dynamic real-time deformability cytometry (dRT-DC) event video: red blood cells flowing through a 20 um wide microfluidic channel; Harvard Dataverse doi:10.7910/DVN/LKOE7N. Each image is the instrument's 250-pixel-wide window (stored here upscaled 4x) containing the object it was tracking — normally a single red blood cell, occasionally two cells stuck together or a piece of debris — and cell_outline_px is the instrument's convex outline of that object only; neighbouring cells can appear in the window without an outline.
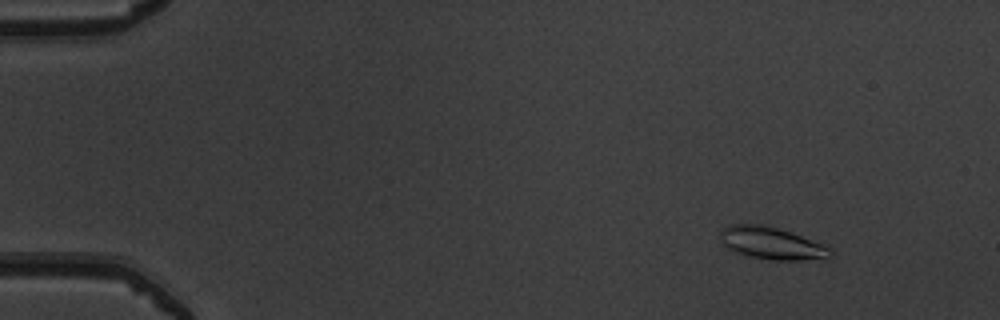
{"species": "common noctule bat (a hibernating species)", "species_latin": "Nyctalus noctula", "temperature_condition": "warm", "stored_images_in_passage": 53, "camera_frame_rate_fps": 3000, "um_per_image_px": 0.085, "animal": {"sex": "male", "body_mass_g": 19.5, "forearm_length_mm": 54.6}, "frame": {"image": 1, "passage_image": 7, "time_ms": 2.0, "image_size_px": [1000, 320], "cell_outline_px": [[836, 252], [832, 256], [824, 260], [772, 260], [744, 256], [728, 248], [720, 240], [720, 232], [724, 228], [732, 224], [764, 224], [800, 236], [832, 248]], "centroid_in_image_um": [65.63, 20.71], "position_along_channel_um": 19.4, "area_um2": 20.87}}
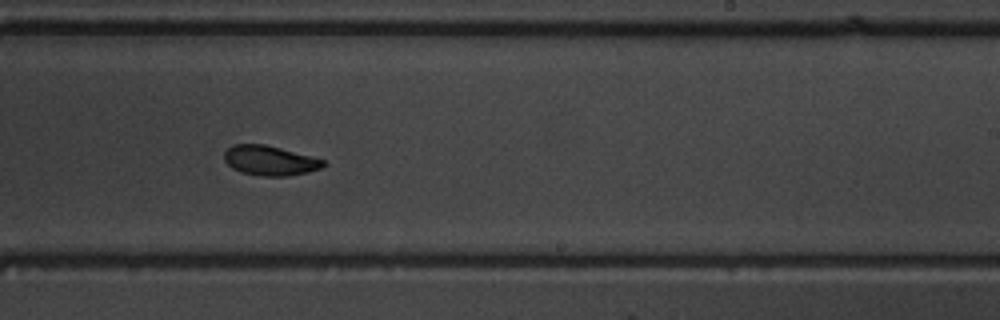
{"frame": {"image": 2, "passage_image": 34, "time_ms": 11.0, "image_size_px": [1000, 320], "cell_outline_px": [[328, 164], [320, 168], [308, 172], [288, 176], [260, 176], [240, 172], [232, 168], [224, 160], [224, 152], [232, 144], [264, 144], [280, 148], [324, 160]], "centroid_in_image_um": [22.91, 13.65], "position_along_channel_um": 266.1, "area_um2": 17.17}}
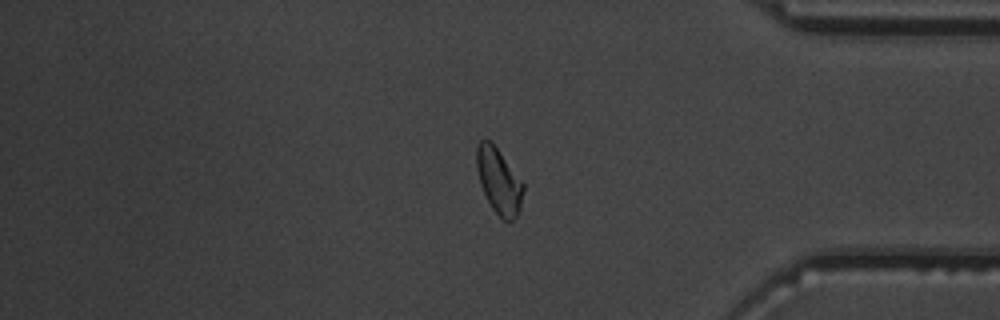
{"frame": {"image": 3, "passage_image": 45, "time_ms": 14.667, "image_size_px": [1000, 320], "cell_outline_px": [[524, 188], [520, 208], [516, 216], [512, 220], [504, 220], [492, 208], [480, 184], [476, 168], [476, 144], [480, 140], [492, 140], [524, 184]], "centroid_in_image_um": [42.38, 15.32], "position_along_channel_um": 392.8, "area_um2": 17.8}, "authors_computed_cell_mechanics": {"area_um2": 17.918, "velocity_mm_per_s": 3.975, "shape_relaxation_time_tau1_ms": 4.0591, "shape_relaxation_time_tau2_ms": 2.7074, "deformation_change_tau1": 0.1586, "deformation_change_tau2": 0.0824}}